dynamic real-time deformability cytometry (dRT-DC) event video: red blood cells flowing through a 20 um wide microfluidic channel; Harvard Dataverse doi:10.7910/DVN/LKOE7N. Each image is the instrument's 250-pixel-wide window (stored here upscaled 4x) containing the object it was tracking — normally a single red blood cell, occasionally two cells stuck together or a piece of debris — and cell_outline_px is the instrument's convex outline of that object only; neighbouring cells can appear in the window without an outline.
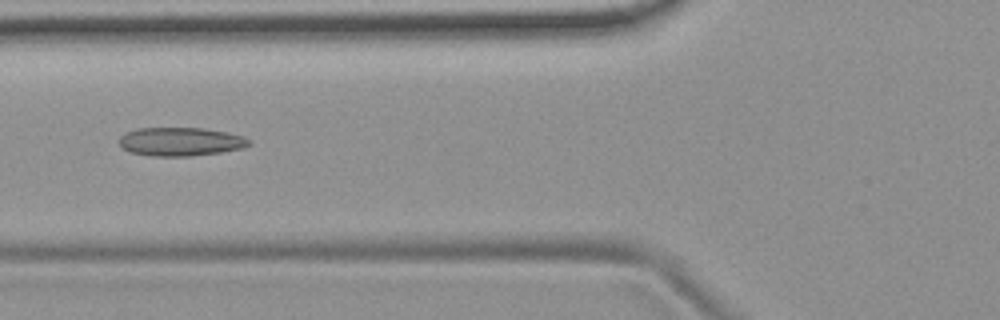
{"species": "common noctule bat (a hibernating species)", "species_latin": "Nyctalus noctula", "temperature_condition": "room temperature", "stored_images_in_passage": 54, "camera_frame_rate_fps": 3000, "um_per_image_px": 0.085, "animal": {"sex": "female", "body_mass_g": 19.9}, "frame": {"image": 1, "passage_image": 21, "time_ms": 6.667, "image_size_px": [1000, 320], "cell_outline_px": [[252, 144], [244, 148], [220, 152], [192, 156], [152, 156], [128, 152], [120, 148], [120, 136], [128, 132], [140, 128], [204, 128], [228, 132], [244, 136], [252, 140]], "centroid_in_image_um": [15.39, 12.04], "position_along_channel_um": 110.4, "area_um2": 21.85}}
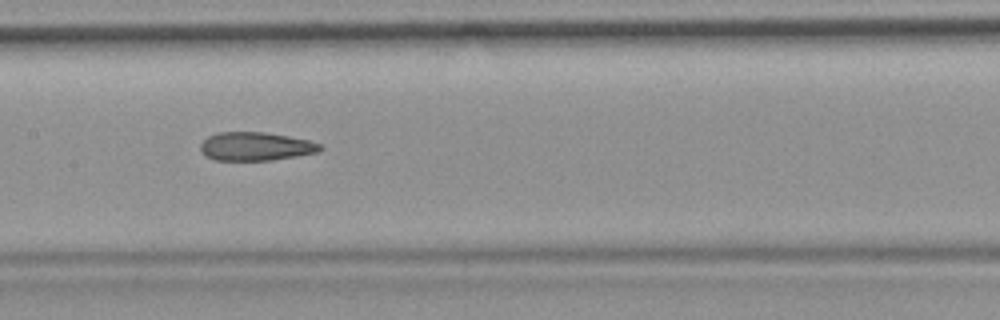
{"frame": {"image": 2, "passage_image": 27, "time_ms": 8.667, "image_size_px": [1000, 320], "cell_outline_px": [[324, 148], [316, 152], [296, 156], [272, 160], [216, 160], [208, 156], [200, 148], [200, 144], [208, 136], [220, 132], [264, 132], [288, 136], [308, 140], [320, 144]], "centroid_in_image_um": [21.74, 12.44], "position_along_channel_um": 185.7, "area_um2": 19.59}}
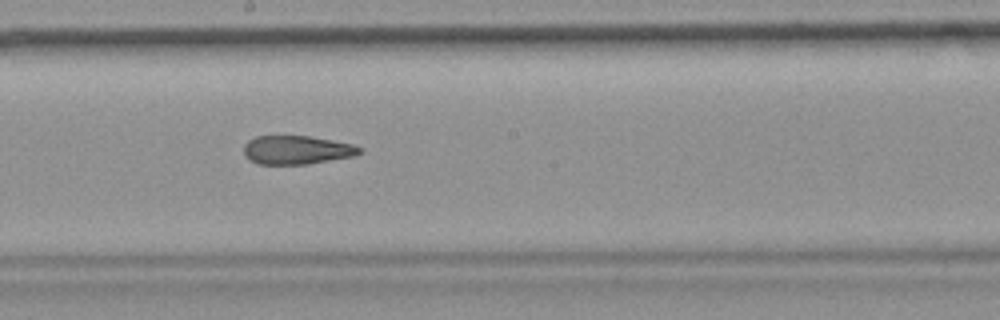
{"frame": {"image": 3, "passage_image": 30, "time_ms": 9.667, "image_size_px": [1000, 320], "cell_outline_px": [[360, 152], [356, 156], [308, 164], [256, 164], [248, 160], [244, 156], [244, 144], [248, 140], [256, 136], [308, 136], [332, 140], [352, 144], [360, 148]], "centroid_in_image_um": [25.18, 12.75], "position_along_channel_um": 223.0, "area_um2": 19.42}}